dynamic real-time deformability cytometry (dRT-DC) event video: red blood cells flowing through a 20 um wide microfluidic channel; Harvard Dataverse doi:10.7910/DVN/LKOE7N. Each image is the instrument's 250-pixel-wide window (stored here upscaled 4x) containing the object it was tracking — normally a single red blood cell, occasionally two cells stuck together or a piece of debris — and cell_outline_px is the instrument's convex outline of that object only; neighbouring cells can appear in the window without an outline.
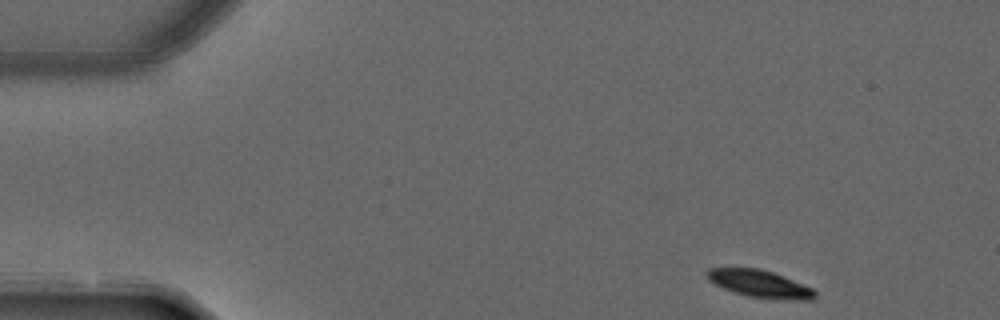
{"species": "common noctule bat (a hibernating species)", "species_latin": "Nyctalus noctula", "temperature_condition": "warm", "stored_images_in_passage": 4, "camera_frame_rate_fps": 3000, "um_per_image_px": 0.085, "animal": {"sex": "male", "forearm_length_mm": 52.5}, "frame": {"image": 1, "passage_image": 1, "time_ms": 0.0, "image_size_px": [1000, 320], "cell_outline_px": [[816, 296], [812, 300], [788, 300], [748, 296], [724, 288], [708, 280], [708, 268], [760, 268], [772, 272], [812, 288], [816, 292]], "centroid_in_image_um": [64.61, 24.13], "position_along_channel_um": 20.4, "area_um2": 16.82}}